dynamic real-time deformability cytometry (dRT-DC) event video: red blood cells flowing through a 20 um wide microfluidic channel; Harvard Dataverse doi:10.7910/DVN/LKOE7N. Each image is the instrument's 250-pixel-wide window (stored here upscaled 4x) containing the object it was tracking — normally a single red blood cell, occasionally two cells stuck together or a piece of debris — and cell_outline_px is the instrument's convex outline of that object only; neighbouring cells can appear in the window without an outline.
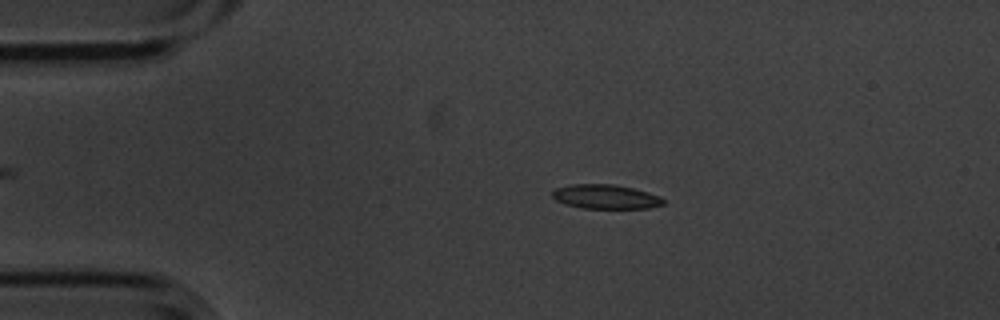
{"species": "common noctule bat (a hibernating species)", "species_latin": "Nyctalus noctula", "temperature_condition": "cold", "stored_images_in_passage": 4, "camera_frame_rate_fps": 3000, "um_per_image_px": 0.085, "animal": {"sex": "male", "body_mass_g": 20.1, "forearm_length_mm": 53.5}, "frame": {"image": 1, "passage_image": 2, "time_ms": 0.333, "image_size_px": [1000, 320], "cell_outline_px": [[664, 204], [648, 208], [584, 208], [564, 204], [556, 200], [552, 196], [552, 192], [556, 188], [568, 184], [612, 184], [632, 188], [648, 192], [660, 196], [664, 200]], "centroid_in_image_um": [51.46, 16.71], "position_along_channel_um": 33.5, "area_um2": 15.66}}
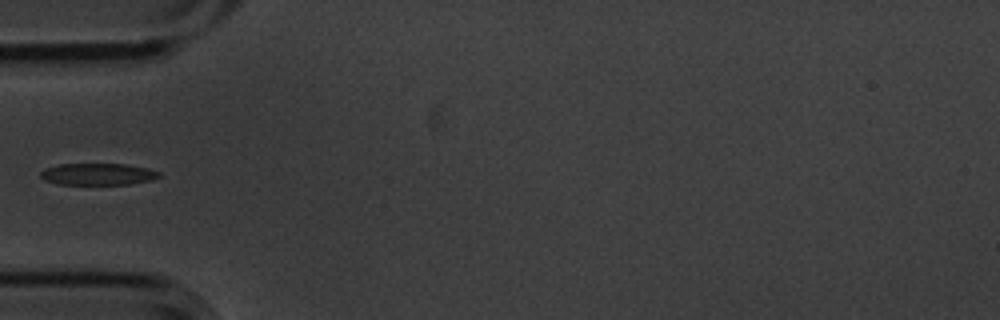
{"frame": {"image": 2, "passage_image": 4, "time_ms": 1.0, "image_size_px": [1000, 320], "cell_outline_px": [[160, 176], [152, 180], [128, 184], [56, 184], [44, 180], [40, 176], [40, 172], [44, 168], [56, 164], [124, 164], [148, 168], [160, 172]], "centroid_in_image_um": [8.28, 14.8], "position_along_channel_um": 76.7, "area_um2": 15.09}}